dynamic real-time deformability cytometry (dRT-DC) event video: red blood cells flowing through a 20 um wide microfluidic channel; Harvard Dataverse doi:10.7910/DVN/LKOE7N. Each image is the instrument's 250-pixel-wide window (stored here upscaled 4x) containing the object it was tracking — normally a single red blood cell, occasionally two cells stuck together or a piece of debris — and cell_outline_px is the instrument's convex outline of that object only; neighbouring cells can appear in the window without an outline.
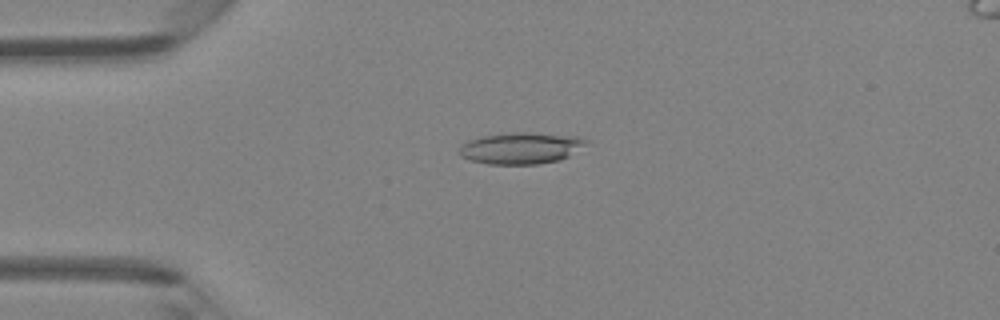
{"species": "Egyptian fruit bat (a non-hibernating species)", "species_latin": "Rousettus aegyptiacus", "temperature_condition": "room temperature", "stored_images_in_passage": 47, "camera_frame_rate_fps": 3000, "um_per_image_px": 0.085, "animal": {"sex": "female"}, "frame": {"image": 1, "passage_image": 12, "time_ms": 3.667, "image_size_px": [1000, 320], "cell_outline_px": [[588, 140], [584, 144], [568, 156], [560, 160], [540, 164], [488, 164], [472, 160], [460, 156], [460, 144], [468, 140], [484, 136], [520, 132], [524, 132], [576, 136]], "centroid_in_image_um": [44.24, 12.6], "position_along_channel_um": 40.8, "area_um2": 22.89}}
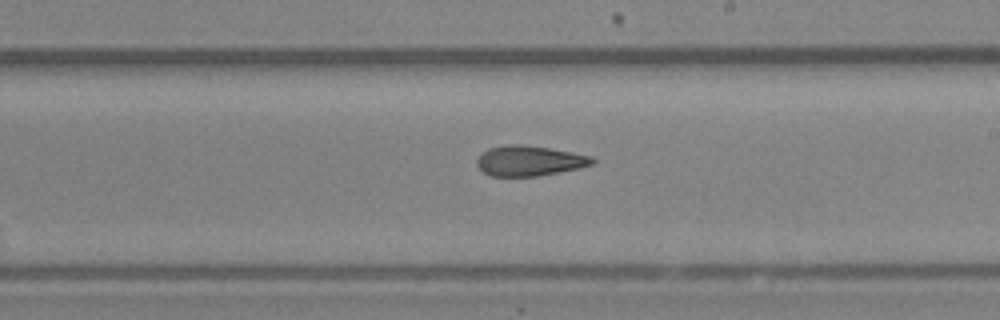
{"frame": {"image": 2, "passage_image": 28, "time_ms": 9.0, "image_size_px": [1000, 320], "cell_outline_px": [[596, 164], [580, 168], [560, 172], [536, 176], [492, 176], [484, 172], [476, 164], [476, 160], [480, 152], [488, 148], [508, 144], [520, 144], [548, 148], [572, 152], [592, 156], [596, 160]], "centroid_in_image_um": [45.01, 13.66], "position_along_channel_um": 244.0, "area_um2": 20.52}}
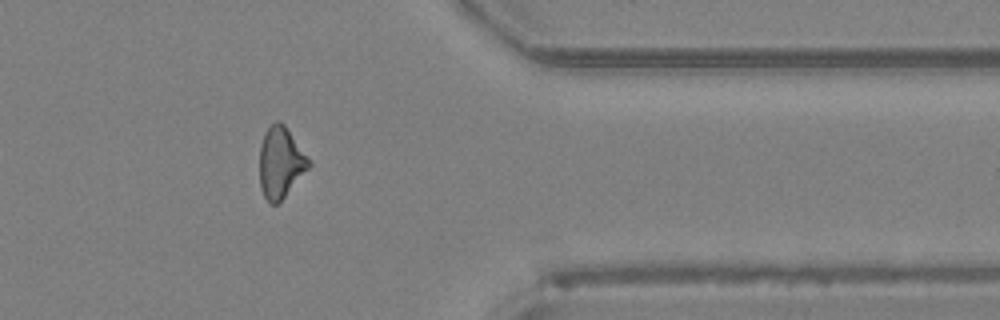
{"frame": {"image": 3, "passage_image": 39, "time_ms": 12.667, "image_size_px": [1000, 320], "cell_outline_px": [[312, 164], [284, 196], [276, 204], [268, 204], [260, 188], [260, 144], [264, 132], [276, 120], [280, 120], [284, 124], [312, 160]], "centroid_in_image_um": [23.85, 13.78], "position_along_channel_um": 387.5, "area_um2": 20.46}, "authors_computed_cell_mechanics": {"area_um2": 21.1548, "velocity_mm_per_s": 4.3267, "shape_relaxation_time_tau1_ms": null, "shape_relaxation_time_tau2_ms": 5.3878, "deformation_change_tau1": null, "deformation_change_tau2": 0.1604}}